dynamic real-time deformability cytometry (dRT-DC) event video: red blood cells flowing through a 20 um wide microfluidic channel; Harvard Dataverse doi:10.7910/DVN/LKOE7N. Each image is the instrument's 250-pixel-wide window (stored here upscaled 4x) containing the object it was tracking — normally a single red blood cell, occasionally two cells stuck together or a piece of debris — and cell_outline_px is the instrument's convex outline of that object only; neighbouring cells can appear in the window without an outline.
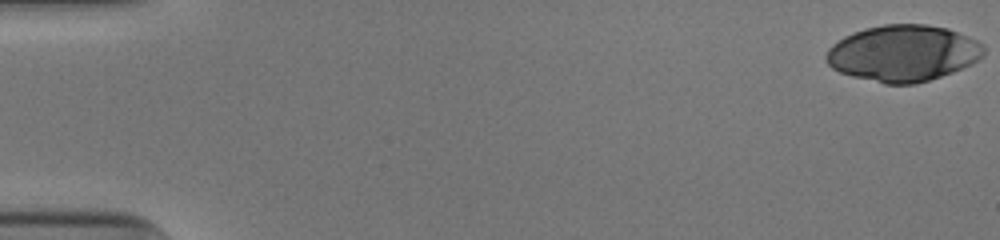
{"species": "human", "species_latin": "Homo sapiens", "temperature_condition": "cold", "stored_images_in_passage": 47, "camera_frame_rate_fps": 3000, "um_per_image_px": 0.085, "donor": {"sex": "male"}, "frame": {"image": 1, "passage_image": 1, "time_ms": 0.0, "image_size_px": [1000, 240], "cell_outline_px": [[984, 56], [972, 64], [952, 72], [916, 84], [884, 84], [852, 76], [840, 72], [832, 68], [824, 60], [824, 56], [828, 48], [832, 44], [844, 36], [864, 28], [884, 24], [928, 24], [948, 28], [976, 40], [984, 44]], "centroid_in_image_um": [76.75, 4.52], "position_along_channel_um": 8.3, "area_um2": 52.02}}
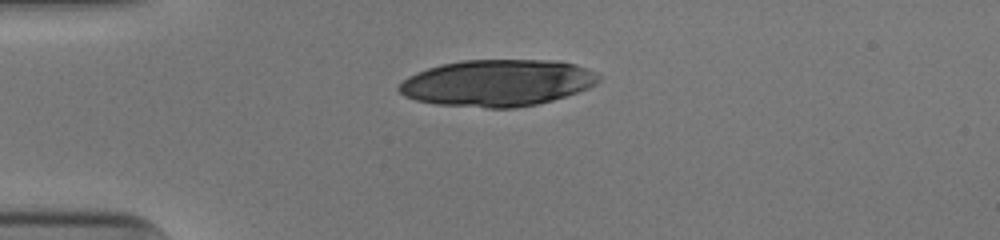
{"frame": {"image": 2, "passage_image": 14, "time_ms": 4.333, "image_size_px": [1000, 240], "cell_outline_px": [[600, 80], [596, 84], [588, 88], [552, 100], [536, 104], [516, 108], [488, 108], [436, 104], [416, 100], [404, 96], [396, 88], [408, 76], [416, 72], [440, 64], [460, 60], [560, 60], [576, 64], [600, 76]], "centroid_in_image_um": [42.25, 7.04], "position_along_channel_um": 42.8, "area_um2": 54.33}}